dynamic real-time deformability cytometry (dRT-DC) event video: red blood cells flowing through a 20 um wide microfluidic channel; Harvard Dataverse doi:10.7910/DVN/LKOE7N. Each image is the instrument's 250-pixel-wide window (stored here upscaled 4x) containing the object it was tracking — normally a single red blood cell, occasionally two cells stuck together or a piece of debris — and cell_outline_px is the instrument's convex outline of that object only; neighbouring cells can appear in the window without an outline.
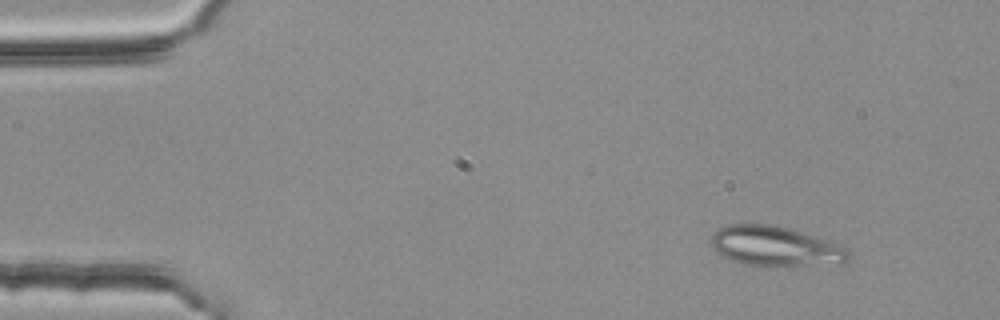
{"species": "common noctule bat (a hibernating species)", "species_latin": "Nyctalus noctula", "temperature_condition": "room temperature", "stored_images_in_passage": 5, "camera_frame_rate_fps": 3000, "um_per_image_px": 0.085, "animal": {"sex": "female", "body_mass_g": 25.1}, "frame": {"image": 1, "passage_image": 1, "time_ms": 0.0, "image_size_px": [1000, 320], "cell_outline_px": [[852, 260], [844, 264], [744, 264], [732, 260], [716, 252], [708, 244], [712, 236], [724, 224], [768, 224], [788, 228], [824, 240], [844, 248], [848, 252]], "centroid_in_image_um": [65.84, 20.91], "position_along_channel_um": 19.2, "area_um2": 31.04}}